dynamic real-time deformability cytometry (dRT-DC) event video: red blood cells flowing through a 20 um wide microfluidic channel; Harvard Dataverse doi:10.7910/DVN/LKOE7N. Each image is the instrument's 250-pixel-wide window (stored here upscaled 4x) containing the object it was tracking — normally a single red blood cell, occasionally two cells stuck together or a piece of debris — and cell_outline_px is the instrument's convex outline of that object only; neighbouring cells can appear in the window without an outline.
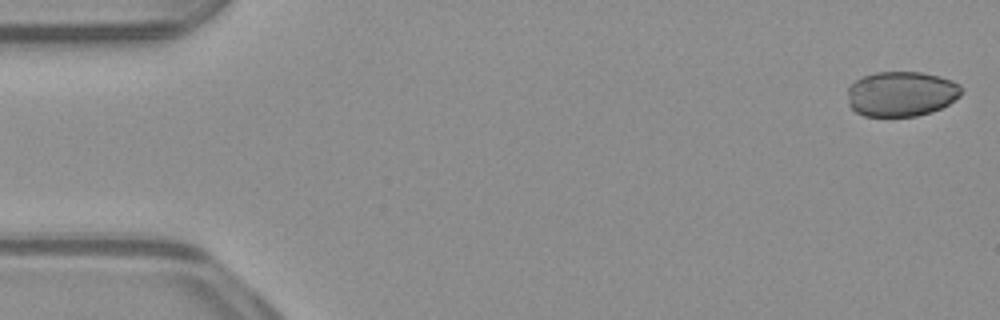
{"species": "common noctule bat (a hibernating species)", "species_latin": "Nyctalus noctula", "temperature_condition": "warm", "stored_images_in_passage": 52, "camera_frame_rate_fps": 3000, "um_per_image_px": 0.085, "animal": {"sex": "male", "body_mass_g": 23.1, "forearm_length_mm": 52.7}, "frame": {"image": 1, "passage_image": 1, "time_ms": 0.0, "image_size_px": [1000, 320], "cell_outline_px": [[964, 92], [960, 96], [948, 104], [932, 112], [916, 116], [864, 116], [856, 112], [848, 104], [848, 88], [856, 80], [864, 76], [876, 72], [920, 72], [940, 76], [952, 80], [960, 84]], "centroid_in_image_um": [76.63, 7.98], "position_along_channel_um": 8.4, "area_um2": 30.06}}